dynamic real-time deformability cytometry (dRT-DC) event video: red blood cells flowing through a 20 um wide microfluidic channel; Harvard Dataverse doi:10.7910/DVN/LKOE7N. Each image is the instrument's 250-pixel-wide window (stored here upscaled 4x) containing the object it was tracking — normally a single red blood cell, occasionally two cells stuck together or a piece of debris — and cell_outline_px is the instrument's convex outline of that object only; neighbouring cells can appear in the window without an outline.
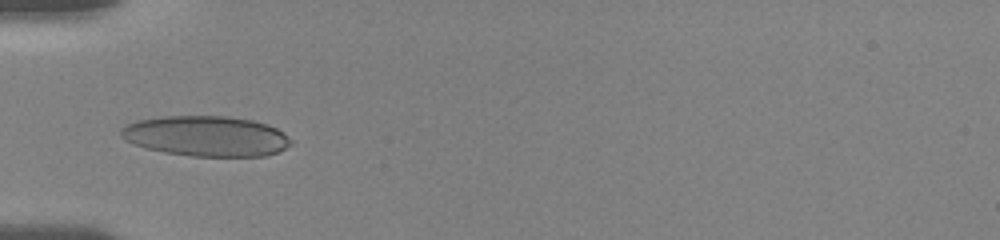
{"species": "human", "species_latin": "Homo sapiens", "temperature_condition": "room temperature", "stored_images_in_passage": 17, "camera_frame_rate_fps": 3000, "um_per_image_px": 0.085, "donor": {"sex": "female"}, "frame": {"image": 1, "passage_image": 1, "time_ms": 0.0, "image_size_px": [1000, 240], "cell_outline_px": [[292, 144], [280, 152], [264, 156], [192, 156], [164, 152], [148, 148], [124, 140], [120, 136], [120, 128], [136, 120], [160, 116], [224, 116], [252, 120], [268, 124], [276, 128], [288, 136], [292, 140]], "centroid_in_image_um": [17.54, 11.56], "position_along_channel_um": 67.5, "area_um2": 40.11}}
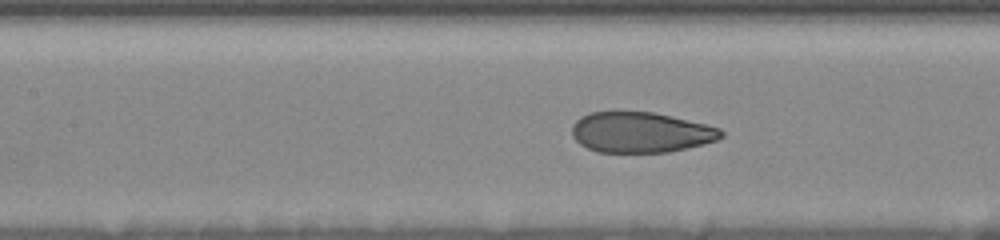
{"frame": {"image": 2, "passage_image": 10, "time_ms": 2.333, "image_size_px": [1000, 240], "cell_outline_px": [[724, 136], [716, 140], [704, 144], [668, 152], [596, 152], [580, 144], [572, 136], [572, 124], [580, 116], [588, 112], [652, 112], [672, 116], [720, 128], [724, 132]], "centroid_in_image_um": [54.44, 11.25], "position_along_channel_um": 153.0, "area_um2": 35.2}}
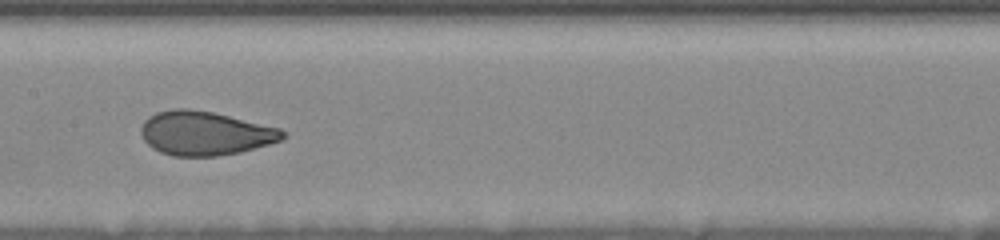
{"frame": {"image": 3, "passage_image": 14, "time_ms": 3.333, "image_size_px": [1000, 240], "cell_outline_px": [[288, 132], [280, 140], [268, 144], [240, 152], [216, 156], [172, 156], [160, 152], [152, 148], [144, 140], [140, 132], [140, 128], [144, 120], [148, 116], [156, 112], [172, 108], [188, 108], [212, 112], [280, 128]], "centroid_in_image_um": [17.38, 11.32], "position_along_channel_um": 190.0, "area_um2": 36.36}}